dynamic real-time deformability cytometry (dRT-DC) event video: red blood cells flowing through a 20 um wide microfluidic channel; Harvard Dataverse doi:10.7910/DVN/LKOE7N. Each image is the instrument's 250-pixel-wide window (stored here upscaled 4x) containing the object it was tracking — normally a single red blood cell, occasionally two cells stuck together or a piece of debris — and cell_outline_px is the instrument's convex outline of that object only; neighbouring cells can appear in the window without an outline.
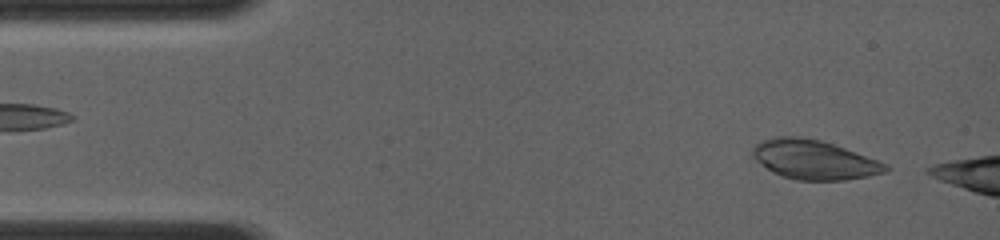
{"species": "common noctule bat (a hibernating species)", "species_latin": "Nyctalus noctula", "temperature_condition": "room temperature", "stored_images_in_passage": 17, "camera_frame_rate_fps": 4000, "um_per_image_px": 0.085, "animal": {"sex": "female", "body_mass_g": 19.0, "forearm_length_mm": 56.7}, "frame": {"image": 1, "passage_image": 5, "time_ms": 0.75, "image_size_px": [1000, 240], "cell_outline_px": [[892, 168], [884, 172], [868, 176], [844, 180], [796, 180], [780, 176], [772, 172], [756, 160], [752, 156], [752, 148], [760, 140], [776, 136], [796, 136], [820, 140], [844, 148], [888, 164]], "centroid_in_image_um": [69.16, 13.57], "position_along_channel_um": 15.8, "area_um2": 30.4}}